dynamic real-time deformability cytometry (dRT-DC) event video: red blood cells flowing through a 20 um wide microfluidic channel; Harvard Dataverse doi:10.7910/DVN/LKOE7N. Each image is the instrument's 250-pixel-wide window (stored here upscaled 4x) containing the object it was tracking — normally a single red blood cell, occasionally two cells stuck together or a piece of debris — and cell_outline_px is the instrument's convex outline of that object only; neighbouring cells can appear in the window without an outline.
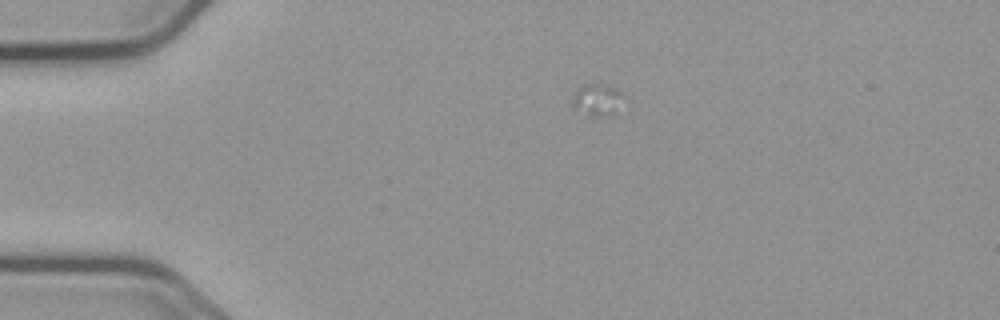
{"species": "common noctule bat (a hibernating species)", "species_latin": "Nyctalus noctula", "temperature_condition": "cold", "stored_images_in_passage": 11, "camera_frame_rate_fps": 3000, "um_per_image_px": 0.085, "animal": {"sex": "male", "body_mass_g": 23.1, "forearm_length_mm": 52.7}, "frame": {"image": 1, "passage_image": 2, "time_ms": 0.333, "image_size_px": [1000, 320], "cell_outline_px": [[624, 96], [620, 116], [588, 116], [576, 108], [572, 100], [572, 96], [576, 88], [592, 80], [612, 88], [620, 92]], "centroid_in_image_um": [50.82, 8.49], "position_along_channel_um": 34.2, "area_um2": 10.17}}